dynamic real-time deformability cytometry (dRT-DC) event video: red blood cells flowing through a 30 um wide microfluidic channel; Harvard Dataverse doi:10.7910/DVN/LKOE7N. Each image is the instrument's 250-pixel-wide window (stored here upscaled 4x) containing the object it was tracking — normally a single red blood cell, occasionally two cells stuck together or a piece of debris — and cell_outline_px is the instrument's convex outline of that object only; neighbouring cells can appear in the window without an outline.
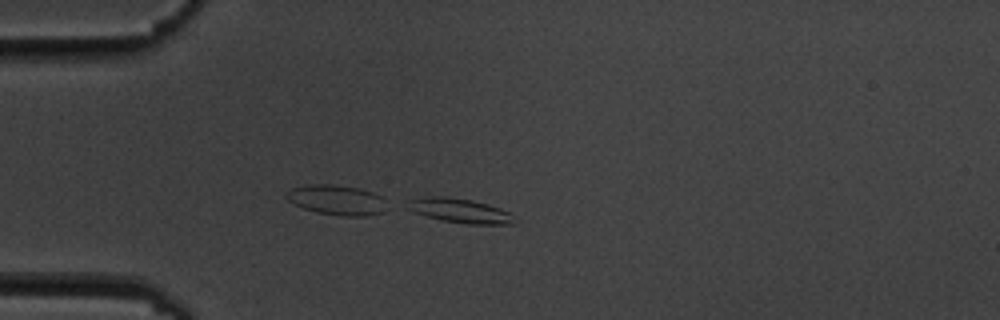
{"species": "common noctule bat (a hibernating species)", "species_latin": "Nyctalus noctula", "temperature_condition": "cold", "stored_images_in_passage": 5, "camera_frame_rate_fps": 3000, "um_per_image_px": 0.085, "animal": {"sex": "male", "body_mass_g": 19.5, "forearm_length_mm": 54.6}, "frame": {"image": 1, "passage_image": 3, "time_ms": 3.333, "image_size_px": [1000, 320], "cell_outline_px": [[516, 224], [468, 224], [440, 220], [416, 212], [408, 208], [412, 200], [428, 196], [448, 196], [472, 200], [488, 204], [500, 208], [508, 212]], "centroid_in_image_um": [39.14, 17.91], "position_along_channel_um": 45.9, "area_um2": 14.8}}